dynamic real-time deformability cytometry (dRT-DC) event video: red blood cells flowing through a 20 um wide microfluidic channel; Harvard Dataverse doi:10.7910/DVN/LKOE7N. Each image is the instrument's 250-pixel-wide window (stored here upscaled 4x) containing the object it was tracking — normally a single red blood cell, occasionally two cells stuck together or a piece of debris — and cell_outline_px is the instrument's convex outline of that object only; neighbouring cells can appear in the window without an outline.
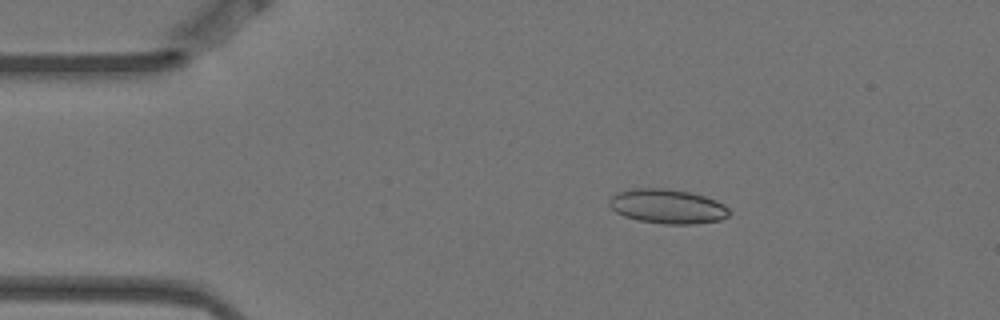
{"species": "Egyptian fruit bat (a non-hibernating species)", "species_latin": "Rousettus aegyptiacus", "temperature_condition": "warm", "stored_images_in_passage": 7, "camera_frame_rate_fps": 3000, "um_per_image_px": 0.085, "animal": {"sex": "female"}, "frame": {"image": 1, "passage_image": 3, "time_ms": 0.667, "image_size_px": [1000, 320], "cell_outline_px": [[732, 212], [728, 216], [720, 220], [696, 224], [664, 224], [640, 220], [624, 216], [616, 212], [608, 204], [608, 200], [616, 192], [628, 188], [668, 188], [688, 192], [704, 196], [716, 200], [724, 204]], "centroid_in_image_um": [56.73, 17.53], "position_along_channel_um": 28.3, "area_um2": 24.28}}
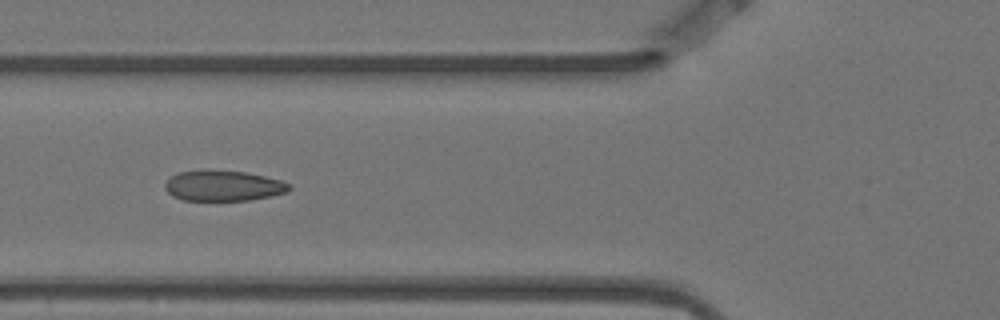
{"frame": {"image": 2, "passage_image": 6, "time_ms": 1.667, "image_size_px": [1000, 320], "cell_outline_px": [[292, 188], [288, 192], [272, 196], [248, 200], [184, 200], [172, 196], [164, 188], [164, 184], [176, 172], [200, 168], [244, 172], [264, 176], [280, 180], [288, 184]], "centroid_in_image_um": [18.94, 15.77], "position_along_channel_um": 106.9, "area_um2": 22.43}}
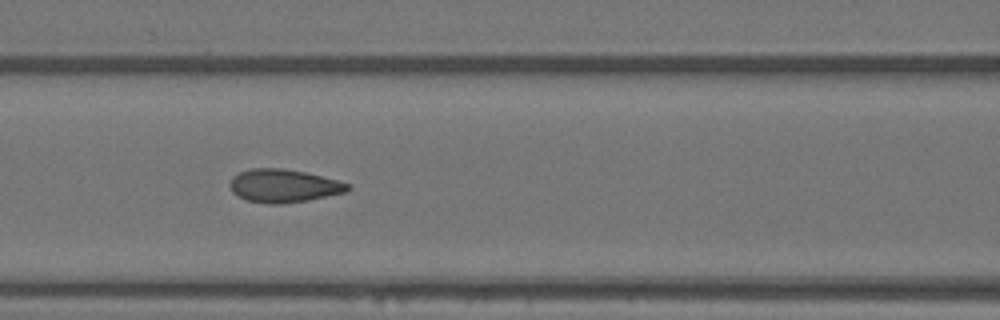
{"frame": {"image": 3, "passage_image": 7, "time_ms": 2.0, "image_size_px": [1000, 320], "cell_outline_px": [[352, 188], [348, 192], [308, 200], [280, 204], [268, 204], [248, 200], [232, 192], [232, 176], [248, 168], [280, 168], [304, 172], [336, 180], [348, 184]], "centroid_in_image_um": [24.14, 15.79], "position_along_channel_um": 142.5, "area_um2": 22.48}}